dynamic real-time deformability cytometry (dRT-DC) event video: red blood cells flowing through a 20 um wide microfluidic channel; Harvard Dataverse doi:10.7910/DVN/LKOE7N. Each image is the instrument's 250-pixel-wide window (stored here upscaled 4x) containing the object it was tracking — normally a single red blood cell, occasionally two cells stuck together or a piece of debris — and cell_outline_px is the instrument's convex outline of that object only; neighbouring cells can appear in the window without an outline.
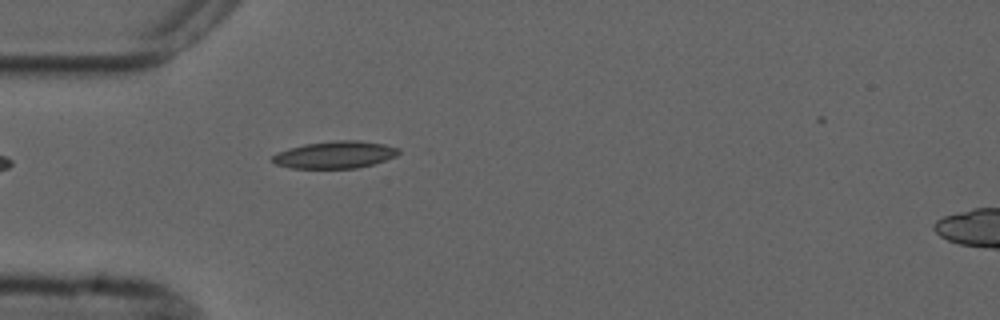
{"species": "common noctule bat (a hibernating species)", "species_latin": "Nyctalus noctula", "temperature_condition": "cold", "stored_images_in_passage": 6, "camera_frame_rate_fps": 3000, "um_per_image_px": 0.085, "animal": {"sex": "male", "forearm_length_mm": 52.5}, "frame": {"image": 1, "passage_image": 5, "time_ms": 4.667, "image_size_px": [1000, 320], "cell_outline_px": [[400, 152], [396, 156], [372, 164], [356, 168], [288, 168], [276, 164], [272, 160], [272, 156], [276, 152], [288, 148], [304, 144], [332, 140], [360, 140], [384, 144], [400, 148]], "centroid_in_image_um": [28.46, 13.14], "position_along_channel_um": 56.5, "area_um2": 20.11}}